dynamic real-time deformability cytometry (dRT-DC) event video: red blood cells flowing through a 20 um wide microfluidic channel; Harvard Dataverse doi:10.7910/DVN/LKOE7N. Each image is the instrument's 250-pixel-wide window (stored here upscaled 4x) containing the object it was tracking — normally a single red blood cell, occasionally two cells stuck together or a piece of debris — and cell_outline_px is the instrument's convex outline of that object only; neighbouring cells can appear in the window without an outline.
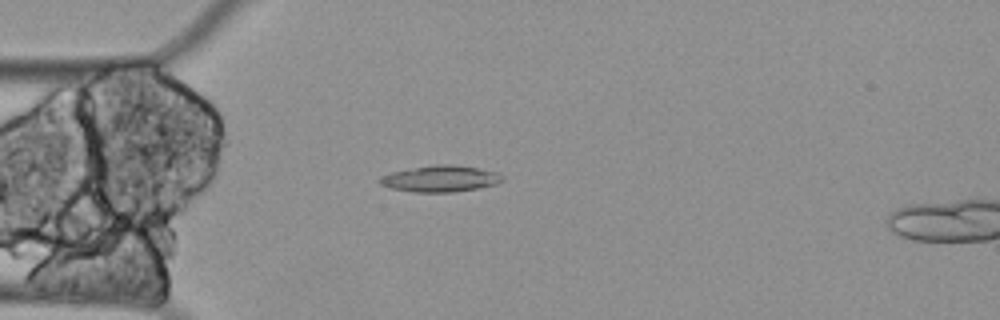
{"species": "Egyptian fruit bat (a non-hibernating species)", "species_latin": "Rousettus aegyptiacus", "temperature_condition": "cold", "stored_images_in_passage": 61, "segment_of_instrument_passage": [1, 2], "camera_frame_rate_fps": 3000, "um_per_image_px": 0.085, "animal": {"sex": "female"}, "frame": {"image": 1, "passage_image": 16, "time_ms": 5.0, "image_size_px": [1000, 320], "cell_outline_px": [[504, 180], [496, 184], [480, 188], [452, 192], [412, 192], [392, 188], [380, 184], [376, 180], [380, 176], [392, 172], [432, 164], [456, 164], [500, 172], [504, 176]], "centroid_in_image_um": [37.46, 15.18], "position_along_channel_um": 47.5, "area_um2": 19.13}}
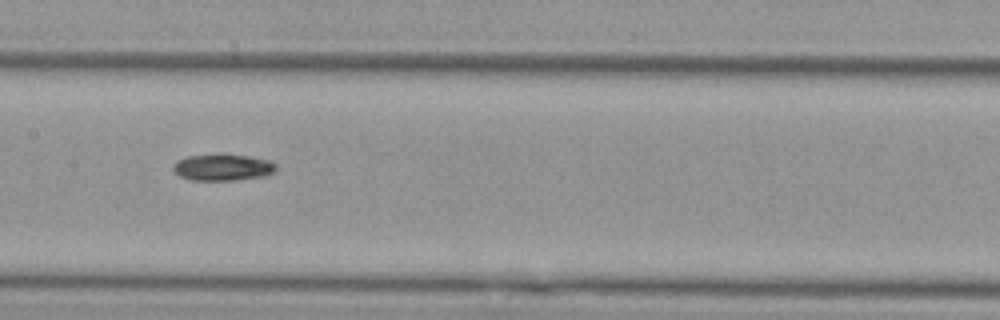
{"frame": {"image": 2, "passage_image": 29, "time_ms": 9.333, "image_size_px": [1000, 320], "cell_outline_px": [[276, 168], [272, 172], [264, 176], [236, 180], [192, 180], [180, 176], [172, 168], [172, 164], [176, 160], [188, 156], [216, 152], [220, 152], [248, 156], [268, 160], [276, 164]], "centroid_in_image_um": [18.89, 14.19], "position_along_channel_um": 188.5, "area_um2": 16.3}}
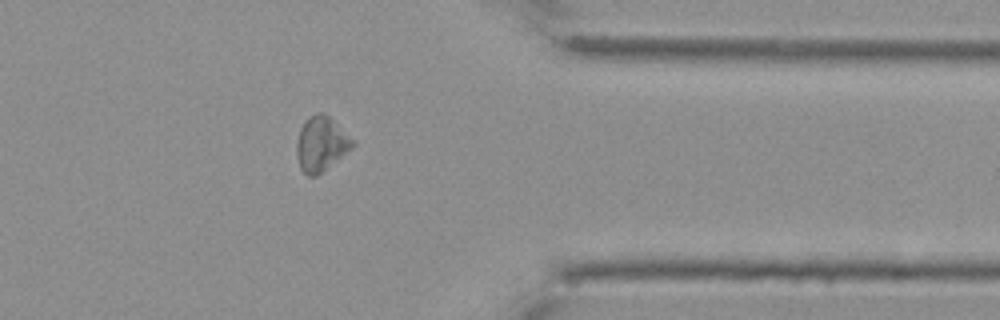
{"frame": {"image": 3, "passage_image": 48, "time_ms": 15.667, "image_size_px": [1000, 320], "cell_outline_px": [[356, 144], [352, 148], [316, 176], [308, 176], [300, 168], [296, 156], [296, 144], [300, 128], [308, 116], [316, 112], [324, 112], [356, 140]], "centroid_in_image_um": [27.3, 12.2], "position_along_channel_um": 384.1, "area_um2": 17.98}}